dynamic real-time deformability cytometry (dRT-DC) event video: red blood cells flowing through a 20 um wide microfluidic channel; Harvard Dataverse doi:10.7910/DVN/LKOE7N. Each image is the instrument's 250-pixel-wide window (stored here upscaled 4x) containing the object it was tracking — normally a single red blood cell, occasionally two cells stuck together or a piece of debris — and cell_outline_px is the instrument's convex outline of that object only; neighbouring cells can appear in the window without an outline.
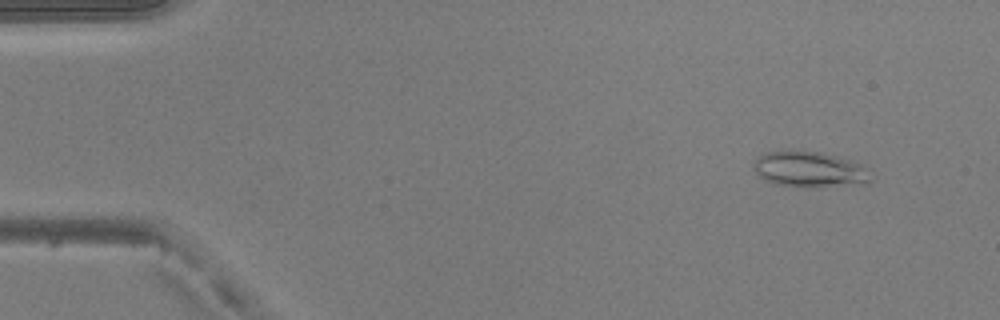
{"species": "common noctule bat (a hibernating species)", "species_latin": "Nyctalus noctula", "temperature_condition": "warm", "stored_images_in_passage": 49, "camera_frame_rate_fps": 3000, "um_per_image_px": 0.085, "animal": {"sex": "male", "body_mass_g": 20.5, "forearm_length_mm": 52.5}, "frame": {"image": 1, "passage_image": 5, "time_ms": 1.333, "image_size_px": [1000, 320], "cell_outline_px": [[872, 180], [868, 184], [776, 184], [764, 180], [752, 168], [752, 164], [756, 156], [768, 152], [820, 152], [836, 156], [860, 164], [864, 168]], "centroid_in_image_um": [68.74, 14.36], "position_along_channel_um": 16.3, "area_um2": 22.95}}
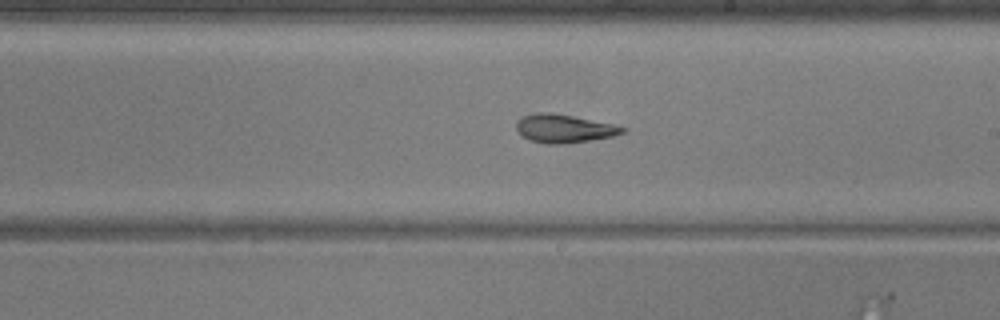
{"frame": {"image": 2, "passage_image": 29, "time_ms": 9.333, "image_size_px": [1000, 320], "cell_outline_px": [[628, 128], [624, 132], [612, 136], [592, 140], [568, 144], [544, 144], [520, 136], [516, 128], [516, 124], [524, 116], [536, 112], [552, 112], [612, 124]], "centroid_in_image_um": [47.93, 10.94], "position_along_channel_um": 241.1, "area_um2": 17.51}}
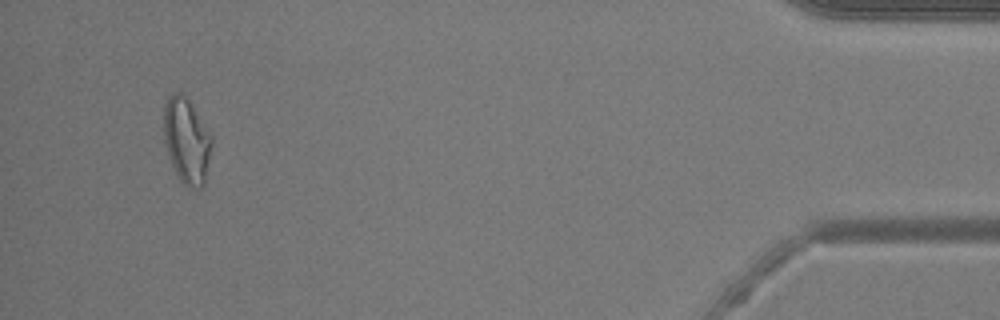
{"frame": {"image": 3, "passage_image": 47, "time_ms": 15.333, "image_size_px": [1000, 320], "cell_outline_px": [[212, 144], [204, 184], [200, 188], [188, 188], [180, 180], [172, 164], [164, 140], [164, 104], [168, 96], [172, 92], [180, 92], [188, 100], [212, 136]], "centroid_in_image_um": [15.86, 11.95], "position_along_channel_um": 419.3, "area_um2": 23.58}, "authors_computed_cell_mechanics": {"area_um2": 19.4786, "velocity_mm_per_s": 4.1653, "shape_relaxation_time_tau1_ms": null, "shape_relaxation_time_tau2_ms": 4.108, "deformation_change_tau1": null, "deformation_change_tau2": 0.1302}}